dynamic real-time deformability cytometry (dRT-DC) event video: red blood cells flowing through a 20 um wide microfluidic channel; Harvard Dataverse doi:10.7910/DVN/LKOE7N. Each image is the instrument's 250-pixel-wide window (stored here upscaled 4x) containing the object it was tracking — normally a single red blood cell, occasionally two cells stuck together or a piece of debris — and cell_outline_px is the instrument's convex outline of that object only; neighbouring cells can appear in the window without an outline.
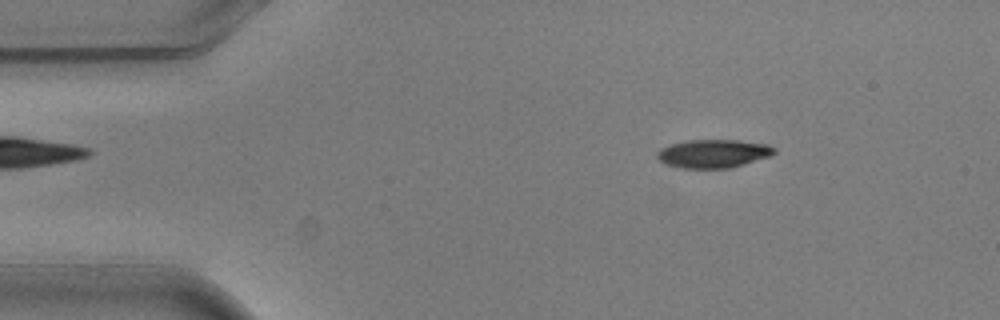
{"species": "common noctule bat (a hibernating species)", "species_latin": "Nyctalus noctula", "temperature_condition": "warm", "stored_images_in_passage": 4, "camera_frame_rate_fps": 3000, "um_per_image_px": 0.085, "animal": {"sex": "male", "body_mass_g": 20.5, "forearm_length_mm": 52.5}, "frame": {"image": 1, "passage_image": 2, "time_ms": 0.333, "image_size_px": [1000, 320], "cell_outline_px": [[776, 152], [772, 156], [732, 168], [680, 168], [664, 164], [656, 156], [656, 152], [660, 148], [672, 144], [688, 140], [740, 140], [768, 144], [776, 148]], "centroid_in_image_um": [60.66, 13.06], "position_along_channel_um": 24.3, "area_um2": 19.65}}